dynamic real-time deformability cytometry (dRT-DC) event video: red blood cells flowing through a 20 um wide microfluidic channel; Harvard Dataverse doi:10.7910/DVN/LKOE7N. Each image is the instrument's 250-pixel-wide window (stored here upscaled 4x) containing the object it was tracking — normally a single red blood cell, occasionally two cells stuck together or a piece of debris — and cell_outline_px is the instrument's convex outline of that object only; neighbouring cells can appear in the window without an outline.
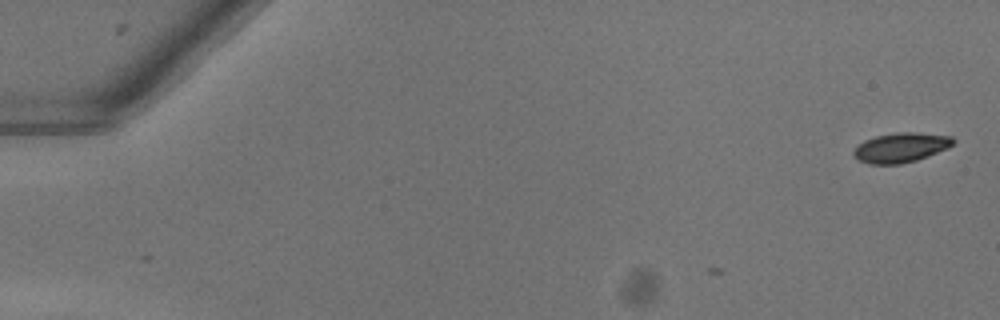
{"species": "common noctule bat (a hibernating species)", "species_latin": "Nyctalus noctula", "temperature_condition": "warm", "stored_images_in_passage": 2, "camera_frame_rate_fps": 3000, "um_per_image_px": 0.085, "animal": {"sex": "female"}, "frame": {"image": 1, "passage_image": 2, "time_ms": 0.333, "image_size_px": [1000, 320], "cell_outline_px": [[956, 140], [948, 148], [928, 156], [916, 160], [900, 164], [868, 164], [852, 156], [852, 152], [864, 140], [876, 136], [896, 132], [920, 132], [952, 136]], "centroid_in_image_um": [76.59, 12.53], "position_along_channel_um": 8.4, "area_um2": 17.28}}